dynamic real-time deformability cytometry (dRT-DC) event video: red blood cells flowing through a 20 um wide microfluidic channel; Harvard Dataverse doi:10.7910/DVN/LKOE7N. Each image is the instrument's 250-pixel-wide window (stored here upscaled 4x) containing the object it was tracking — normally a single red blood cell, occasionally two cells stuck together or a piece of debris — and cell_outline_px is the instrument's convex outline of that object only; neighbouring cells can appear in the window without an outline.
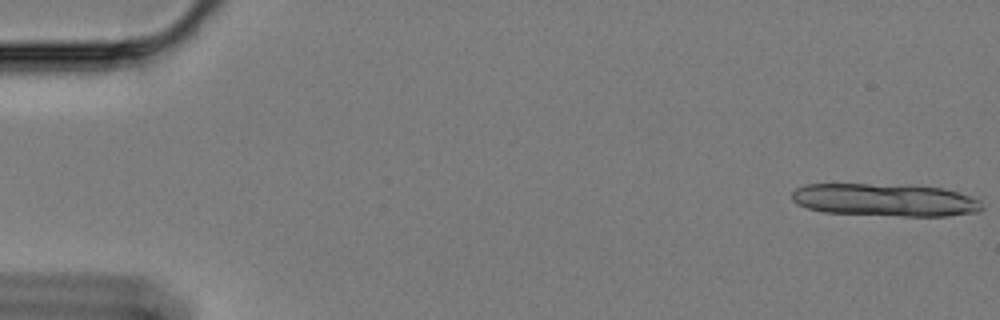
{"species": "Egyptian fruit bat (a non-hibernating species)", "species_latin": "Rousettus aegyptiacus", "temperature_condition": "cold", "stored_images_in_passage": 14, "camera_frame_rate_fps": 3000, "um_per_image_px": 0.085, "animal": {"sex": "female"}, "frame": {"image": 1, "passage_image": 1, "time_ms": 0.0, "image_size_px": [1000, 320], "cell_outline_px": [[984, 208], [976, 212], [948, 216], [900, 216], [824, 212], [808, 208], [796, 204], [792, 200], [792, 192], [796, 188], [804, 184], [908, 184], [944, 188], [972, 196], [980, 200]], "centroid_in_image_um": [75.26, 16.98], "position_along_channel_um": 9.7, "area_um2": 36.76}}